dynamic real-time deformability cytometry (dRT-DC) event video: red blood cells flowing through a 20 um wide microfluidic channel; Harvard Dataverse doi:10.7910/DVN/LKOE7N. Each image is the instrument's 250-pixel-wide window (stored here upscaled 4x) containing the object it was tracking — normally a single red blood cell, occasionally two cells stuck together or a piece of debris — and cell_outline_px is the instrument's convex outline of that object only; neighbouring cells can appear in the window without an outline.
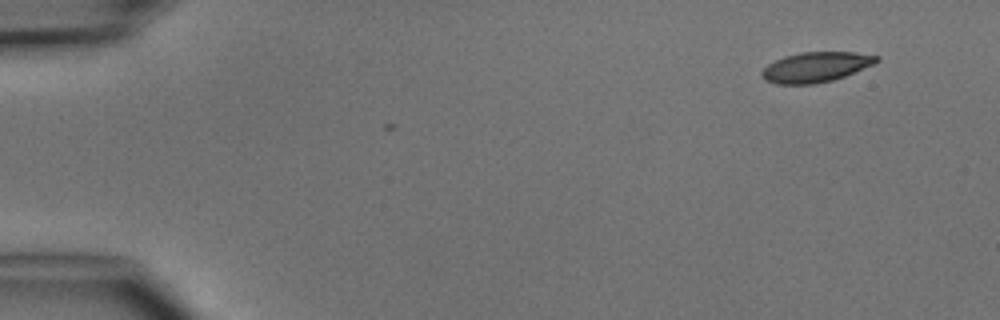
{"species": "common noctule bat (a hibernating species)", "species_latin": "Nyctalus noctula", "temperature_condition": "cold", "stored_images_in_passage": 2, "camera_frame_rate_fps": 3000, "um_per_image_px": 0.085, "animal": {"sex": "male", "body_mass_g": 15.6}, "frame": {"image": 1, "passage_image": 2, "time_ms": 1.333, "image_size_px": [1000, 320], "cell_outline_px": [[880, 60], [872, 64], [844, 76], [832, 80], [816, 84], [776, 84], [764, 80], [760, 76], [760, 72], [768, 64], [784, 56], [800, 52], [856, 52], [880, 56]], "centroid_in_image_um": [69.3, 5.7], "position_along_channel_um": 15.7, "area_um2": 20.11}}